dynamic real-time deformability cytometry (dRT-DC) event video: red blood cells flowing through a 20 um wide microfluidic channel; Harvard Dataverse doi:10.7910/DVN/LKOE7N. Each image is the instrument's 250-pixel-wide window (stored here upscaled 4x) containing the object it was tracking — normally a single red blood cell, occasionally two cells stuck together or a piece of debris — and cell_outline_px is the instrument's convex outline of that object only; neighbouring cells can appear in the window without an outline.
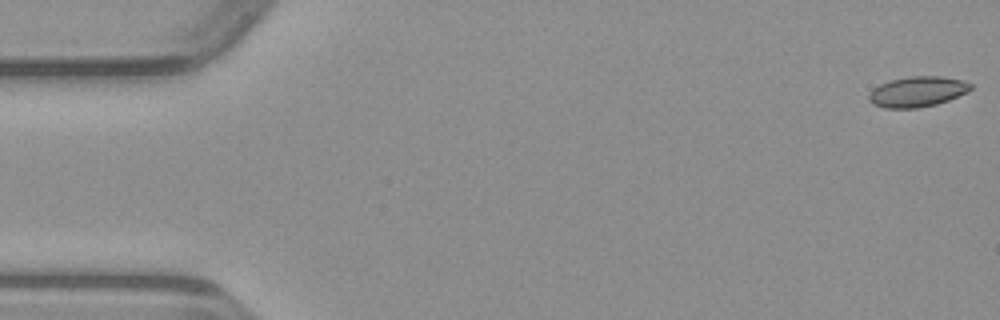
{"species": "common noctule bat (a hibernating species)", "species_latin": "Nyctalus noctula", "temperature_condition": "warm", "stored_images_in_passage": 49, "camera_frame_rate_fps": 3000, "um_per_image_px": 0.085, "animal": {"sex": "male", "body_mass_g": 23.1, "forearm_length_mm": 52.7}, "frame": {"image": 1, "passage_image": 1, "time_ms": 0.0, "image_size_px": [1000, 320], "cell_outline_px": [[972, 88], [968, 92], [948, 100], [936, 104], [916, 108], [884, 108], [872, 104], [868, 100], [868, 96], [872, 88], [888, 80], [912, 76], [940, 76], [964, 80], [972, 84]], "centroid_in_image_um": [77.96, 7.79], "position_along_channel_um": 7.0, "area_um2": 18.21}}
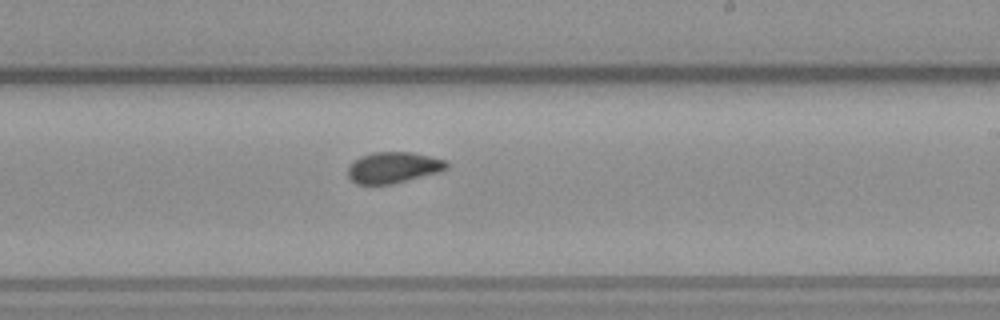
{"frame": {"image": 2, "passage_image": 29, "time_ms": 9.333, "image_size_px": [1000, 320], "cell_outline_px": [[448, 168], [440, 172], [392, 184], [356, 184], [348, 176], [348, 168], [352, 160], [360, 156], [372, 152], [412, 152], [444, 160], [448, 164]], "centroid_in_image_um": [33.4, 14.24], "position_along_channel_um": 255.6, "area_um2": 17.92}}
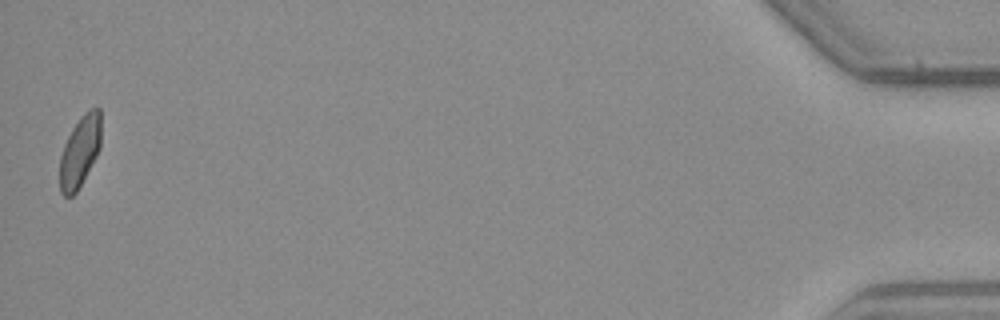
{"frame": {"image": 3, "passage_image": 49, "time_ms": 16.0, "image_size_px": [1000, 320], "cell_outline_px": [[100, 148], [96, 156], [76, 192], [72, 196], [64, 196], [60, 192], [60, 156], [64, 144], [72, 128], [80, 116], [84, 112], [92, 108], [100, 108]], "centroid_in_image_um": [6.78, 12.86], "position_along_channel_um": 428.4, "area_um2": 16.94}}